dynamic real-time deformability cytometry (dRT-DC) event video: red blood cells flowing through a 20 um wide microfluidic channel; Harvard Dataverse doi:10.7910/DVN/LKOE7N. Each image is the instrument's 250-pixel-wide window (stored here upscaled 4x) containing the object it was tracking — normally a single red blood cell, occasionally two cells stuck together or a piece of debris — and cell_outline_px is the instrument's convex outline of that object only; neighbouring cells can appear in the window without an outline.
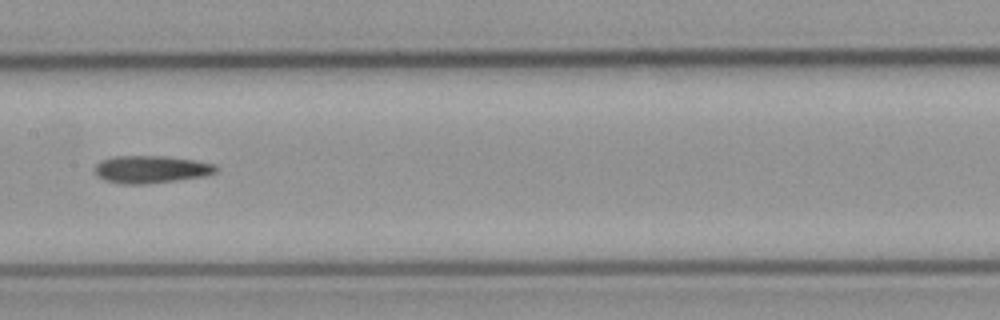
{"species": "common noctule bat (a hibernating species)", "species_latin": "Nyctalus noctula", "temperature_condition": "cold", "stored_images_in_passage": 8, "camera_frame_rate_fps": 3000, "um_per_image_px": 0.085, "animal": {"sex": "male", "body_mass_g": 23.1, "forearm_length_mm": 52.7}, "frame": {"image": 1, "passage_image": 8, "time_ms": 9.0, "image_size_px": [1000, 320], "cell_outline_px": [[220, 168], [216, 172], [204, 176], [176, 180], [144, 184], [120, 184], [104, 180], [96, 172], [96, 164], [112, 156], [164, 156], [192, 160], [216, 164]], "centroid_in_image_um": [12.87, 14.39], "position_along_channel_um": 194.5, "area_um2": 19.25}}